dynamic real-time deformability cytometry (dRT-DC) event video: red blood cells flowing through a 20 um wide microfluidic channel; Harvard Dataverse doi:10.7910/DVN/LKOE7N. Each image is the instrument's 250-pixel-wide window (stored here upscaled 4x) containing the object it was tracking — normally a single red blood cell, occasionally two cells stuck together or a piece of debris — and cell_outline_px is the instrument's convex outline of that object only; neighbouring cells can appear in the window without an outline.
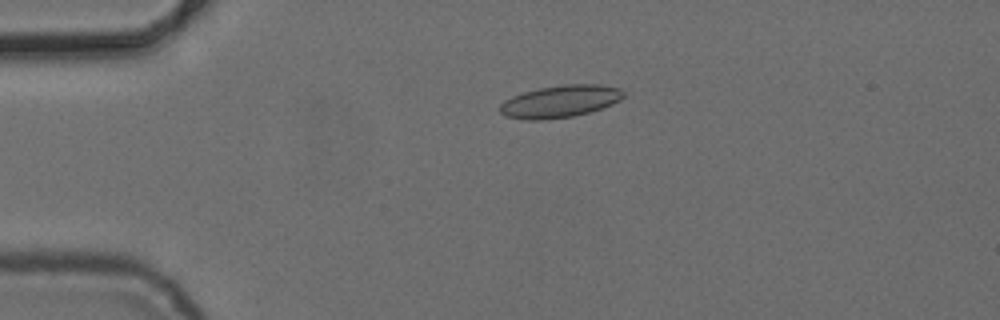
{"species": "common noctule bat (a hibernating species)", "species_latin": "Nyctalus noctula", "temperature_condition": "cold", "stored_images_in_passage": 6, "camera_frame_rate_fps": 3000, "um_per_image_px": 0.085, "animal": {"sex": "female", "body_mass_g": 24.6, "forearm_length_mm": 56.2}, "frame": {"image": 1, "passage_image": 4, "time_ms": 3.667, "image_size_px": [1000, 320], "cell_outline_px": [[624, 96], [620, 100], [612, 104], [588, 112], [572, 116], [540, 120], [528, 120], [504, 116], [500, 112], [500, 104], [504, 100], [512, 96], [524, 92], [540, 88], [564, 84], [600, 84], [620, 88], [624, 92]], "centroid_in_image_um": [47.6, 8.61], "position_along_channel_um": 37.4, "area_um2": 23.12}}
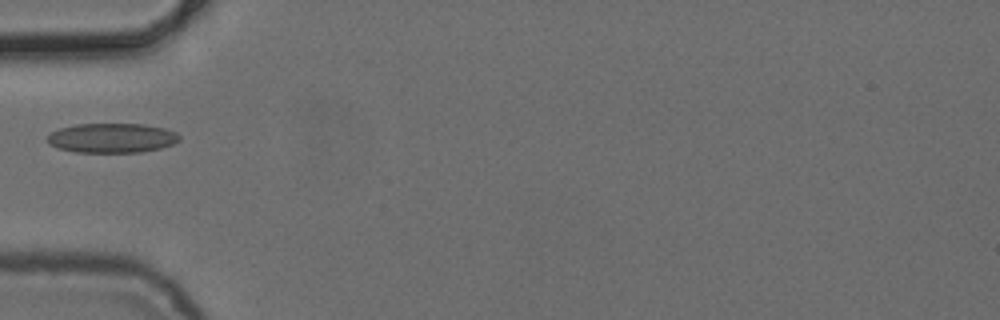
{"frame": {"image": 2, "passage_image": 6, "time_ms": 5.667, "image_size_px": [1000, 320], "cell_outline_px": [[180, 140], [172, 144], [160, 148], [140, 152], [76, 152], [56, 148], [48, 144], [48, 136], [52, 132], [60, 128], [76, 124], [144, 124], [164, 128], [176, 132], [180, 136]], "centroid_in_image_um": [9.51, 11.73], "position_along_channel_um": 75.5, "area_um2": 22.72}}